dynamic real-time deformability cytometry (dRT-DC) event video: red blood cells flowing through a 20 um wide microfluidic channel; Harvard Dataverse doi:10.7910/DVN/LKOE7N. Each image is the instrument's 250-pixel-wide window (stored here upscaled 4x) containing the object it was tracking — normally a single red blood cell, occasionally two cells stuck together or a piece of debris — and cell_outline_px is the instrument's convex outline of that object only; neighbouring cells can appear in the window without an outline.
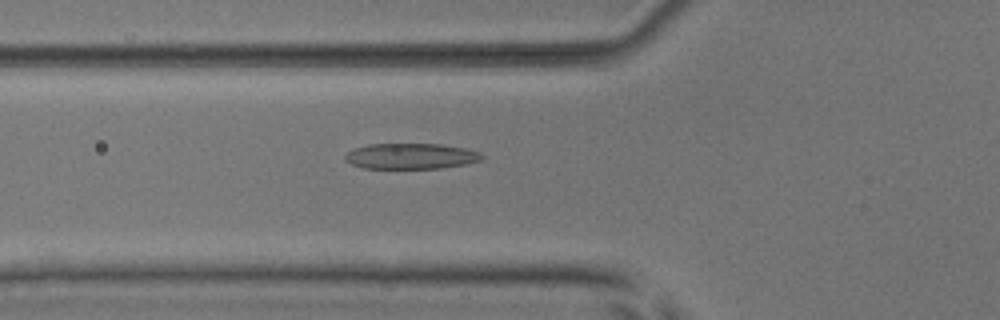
{"species": "common noctule bat (a hibernating species)", "species_latin": "Nyctalus noctula", "temperature_condition": "room temperature", "stored_images_in_passage": 44, "camera_frame_rate_fps": 3000, "um_per_image_px": 0.085, "animal": {"sex": "male", "body_mass_g": 17.9, "forearm_length_mm": 54.2}, "frame": {"image": 1, "passage_image": 11, "time_ms": 3.333, "image_size_px": [1000, 320], "cell_outline_px": [[484, 156], [480, 160], [464, 164], [440, 168], [364, 168], [352, 164], [344, 160], [344, 156], [352, 148], [368, 144], [440, 144], [468, 148], [480, 152]], "centroid_in_image_um": [34.91, 13.26], "position_along_channel_um": 90.9, "area_um2": 20.52}}
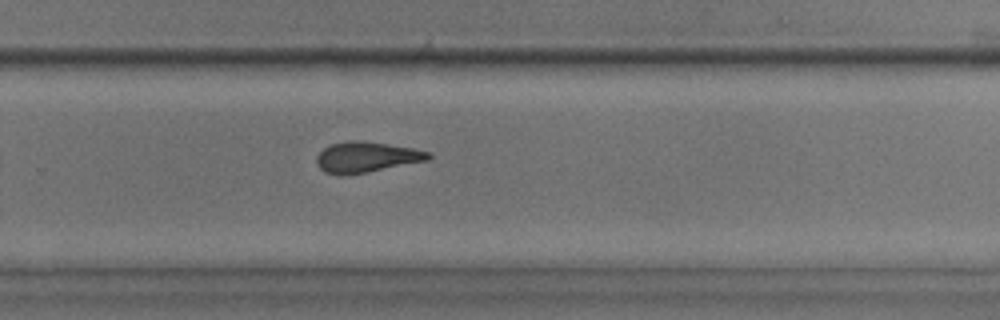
{"frame": {"image": 2, "passage_image": 27, "time_ms": 8.667, "image_size_px": [1000, 320], "cell_outline_px": [[432, 156], [428, 160], [368, 172], [340, 176], [324, 172], [316, 164], [316, 156], [328, 144], [348, 140], [356, 140], [388, 144], [412, 148], [432, 152]], "centroid_in_image_um": [31.11, 13.35], "position_along_channel_um": 298.7, "area_um2": 20.11}}
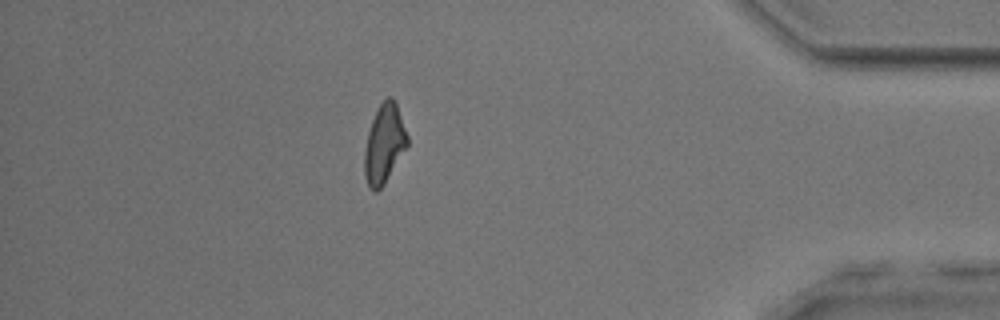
{"frame": {"image": 3, "passage_image": 38, "time_ms": 12.333, "image_size_px": [1000, 320], "cell_outline_px": [[408, 144], [384, 184], [376, 192], [372, 192], [368, 188], [364, 176], [364, 152], [368, 132], [372, 120], [380, 104], [388, 96], [392, 96], [396, 104], [408, 136]], "centroid_in_image_um": [32.64, 12.26], "position_along_channel_um": 402.6, "area_um2": 19.54}, "authors_computed_cell_mechanics": {"area_um2": 19.9121, "velocity_mm_per_s": 3.9096, "shape_relaxation_time_tau1_ms": null, "shape_relaxation_time_tau2_ms": 2.5634, "deformation_change_tau1": null, "deformation_change_tau2": 0.1231}}